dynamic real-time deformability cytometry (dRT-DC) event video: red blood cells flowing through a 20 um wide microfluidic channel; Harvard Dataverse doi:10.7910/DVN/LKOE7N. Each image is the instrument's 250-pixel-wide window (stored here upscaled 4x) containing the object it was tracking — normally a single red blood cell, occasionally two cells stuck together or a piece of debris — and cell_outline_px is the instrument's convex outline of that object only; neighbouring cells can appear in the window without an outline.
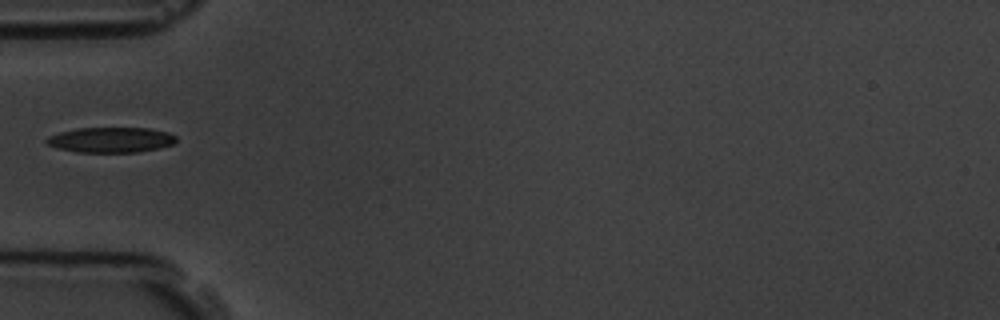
{"species": "common noctule bat (a hibernating species)", "species_latin": "Nyctalus noctula", "temperature_condition": "room temperature", "stored_images_in_passage": 4, "camera_frame_rate_fps": 3000, "um_per_image_px": 0.085, "animal": {"sex": "male", "body_mass_g": 19.5, "forearm_length_mm": 54.6}, "frame": {"image": 1, "passage_image": 1, "time_ms": 0.0, "image_size_px": [1000, 320], "cell_outline_px": [[176, 144], [160, 148], [136, 152], [76, 152], [56, 148], [44, 144], [44, 140], [48, 136], [60, 132], [76, 128], [148, 128], [168, 132], [176, 136]], "centroid_in_image_um": [9.4, 11.89], "position_along_channel_um": 75.6, "area_um2": 19.36}}
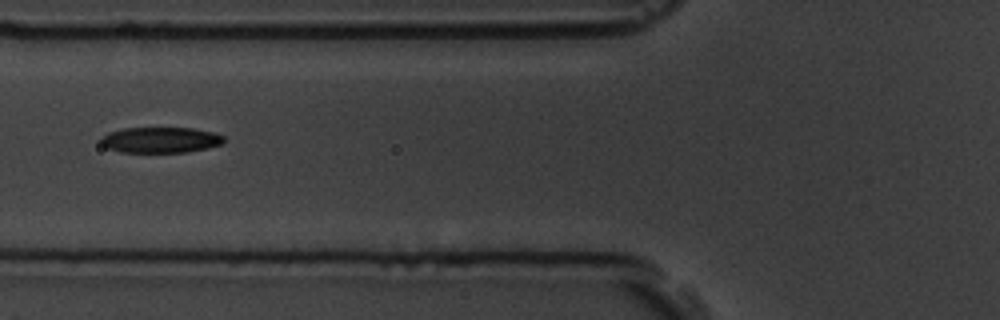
{"frame": {"image": 2, "passage_image": 2, "time_ms": 1.0, "image_size_px": [1000, 320], "cell_outline_px": [[224, 140], [220, 144], [188, 152], [120, 152], [108, 148], [100, 144], [100, 140], [108, 132], [124, 128], [192, 128], [212, 132], [224, 136]], "centroid_in_image_um": [13.6, 11.89], "position_along_channel_um": 112.2, "area_um2": 18.26}}
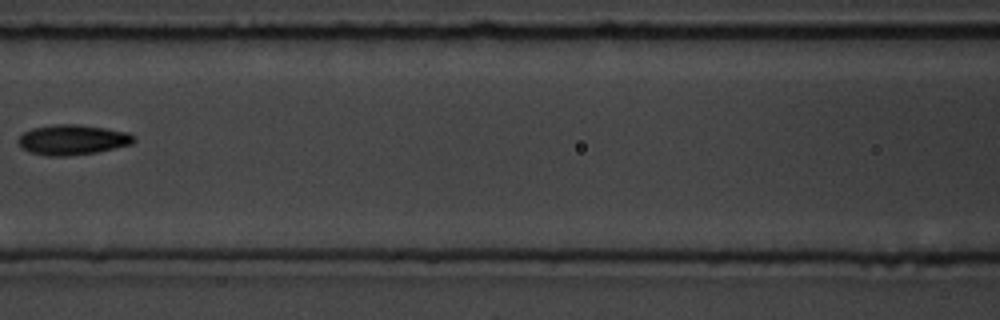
{"frame": {"image": 3, "passage_image": 3, "time_ms": 2.333, "image_size_px": [1000, 320], "cell_outline_px": [[136, 140], [132, 144], [96, 152], [64, 156], [48, 156], [28, 152], [20, 148], [16, 140], [24, 132], [32, 128], [56, 124], [76, 124], [104, 128], [128, 132]], "centroid_in_image_um": [6.11, 11.88], "position_along_channel_um": 160.5, "area_um2": 20.29}}